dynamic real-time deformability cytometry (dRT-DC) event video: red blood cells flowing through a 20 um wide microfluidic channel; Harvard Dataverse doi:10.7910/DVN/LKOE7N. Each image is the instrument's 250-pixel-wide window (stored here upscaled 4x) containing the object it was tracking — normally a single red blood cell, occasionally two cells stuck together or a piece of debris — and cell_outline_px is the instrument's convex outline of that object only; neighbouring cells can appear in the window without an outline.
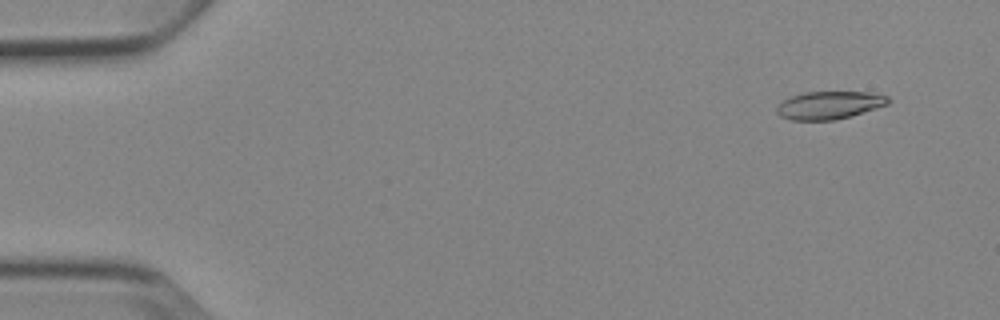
{"species": "Egyptian fruit bat (a non-hibernating species)", "species_latin": "Rousettus aegyptiacus", "temperature_condition": "cold", "stored_images_in_passage": 5, "camera_frame_rate_fps": 3000, "um_per_image_px": 0.085, "animal": {"sex": "female"}, "frame": {"image": 1, "passage_image": 2, "time_ms": 1.0, "image_size_px": [1000, 320], "cell_outline_px": [[892, 100], [888, 104], [876, 108], [836, 120], [792, 120], [780, 116], [776, 112], [776, 108], [784, 100], [792, 96], [804, 92], [868, 92], [888, 96]], "centroid_in_image_um": [70.5, 8.94], "position_along_channel_um": 14.5, "area_um2": 17.98}}
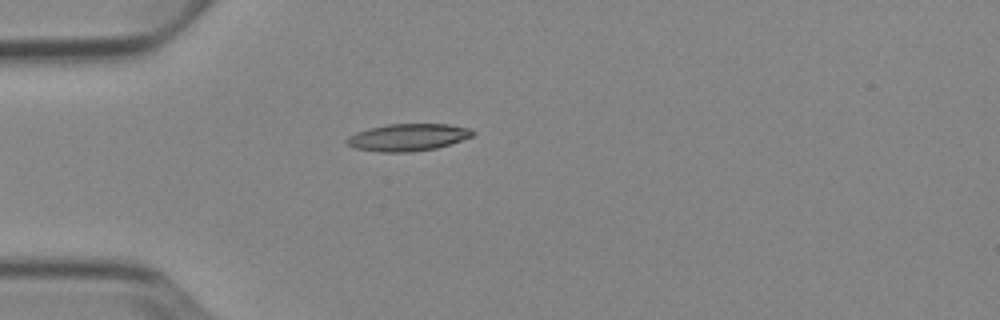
{"frame": {"image": 2, "passage_image": 5, "time_ms": 4.667, "image_size_px": [1000, 320], "cell_outline_px": [[476, 132], [472, 136], [436, 148], [412, 152], [380, 152], [352, 148], [344, 140], [348, 136], [356, 132], [368, 128], [388, 124], [448, 124], [468, 128]], "centroid_in_image_um": [34.61, 11.67], "position_along_channel_um": 50.4, "area_um2": 19.94}}